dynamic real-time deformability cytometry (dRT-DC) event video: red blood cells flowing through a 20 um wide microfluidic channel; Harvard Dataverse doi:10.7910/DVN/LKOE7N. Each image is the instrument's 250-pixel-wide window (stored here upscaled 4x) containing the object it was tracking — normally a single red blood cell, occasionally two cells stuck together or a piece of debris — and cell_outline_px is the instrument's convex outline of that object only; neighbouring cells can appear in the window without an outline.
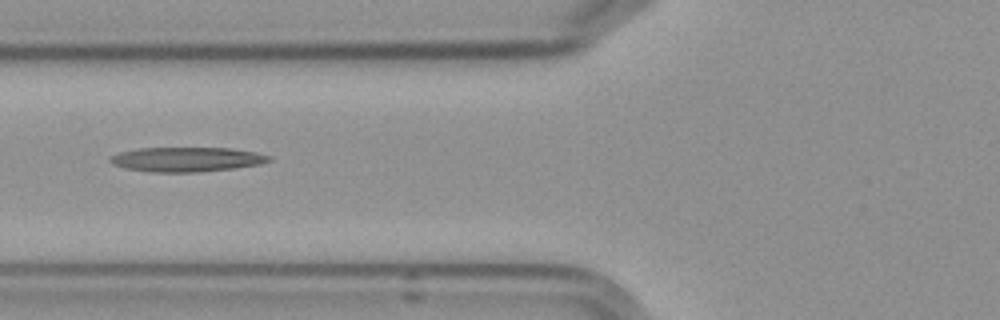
{"species": "Egyptian fruit bat (a non-hibernating species)", "species_latin": "Rousettus aegyptiacus", "temperature_condition": "cold", "stored_images_in_passage": 5, "camera_frame_rate_fps": 3000, "um_per_image_px": 0.085, "frame": {"image": 1, "passage_image": 3, "time_ms": 2.333, "image_size_px": [1000, 320], "cell_outline_px": [[272, 160], [260, 164], [232, 168], [192, 172], [156, 172], [124, 168], [112, 164], [108, 160], [112, 156], [120, 152], [136, 148], [232, 148], [256, 152], [272, 156]], "centroid_in_image_um": [15.87, 13.54], "position_along_channel_um": 109.9, "area_um2": 22.6}}
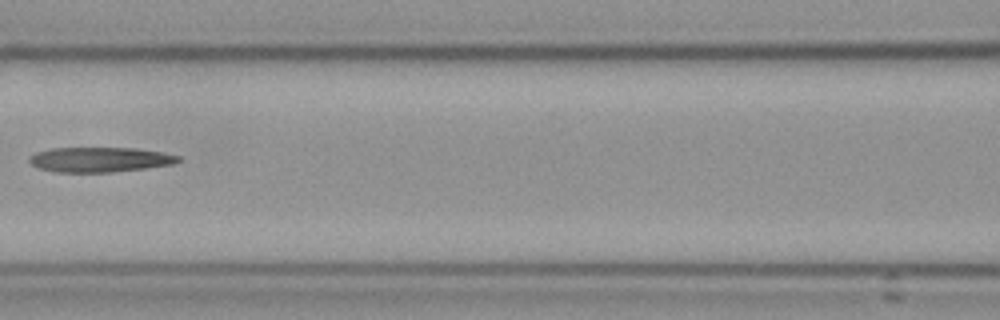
{"frame": {"image": 2, "passage_image": 4, "time_ms": 3.667, "image_size_px": [1000, 320], "cell_outline_px": [[180, 160], [172, 164], [144, 168], [112, 172], [56, 172], [40, 168], [32, 164], [28, 160], [28, 156], [36, 152], [52, 148], [136, 148], [164, 152], [180, 156]], "centroid_in_image_um": [8.47, 13.56], "position_along_channel_um": 158.1, "area_um2": 21.56}}